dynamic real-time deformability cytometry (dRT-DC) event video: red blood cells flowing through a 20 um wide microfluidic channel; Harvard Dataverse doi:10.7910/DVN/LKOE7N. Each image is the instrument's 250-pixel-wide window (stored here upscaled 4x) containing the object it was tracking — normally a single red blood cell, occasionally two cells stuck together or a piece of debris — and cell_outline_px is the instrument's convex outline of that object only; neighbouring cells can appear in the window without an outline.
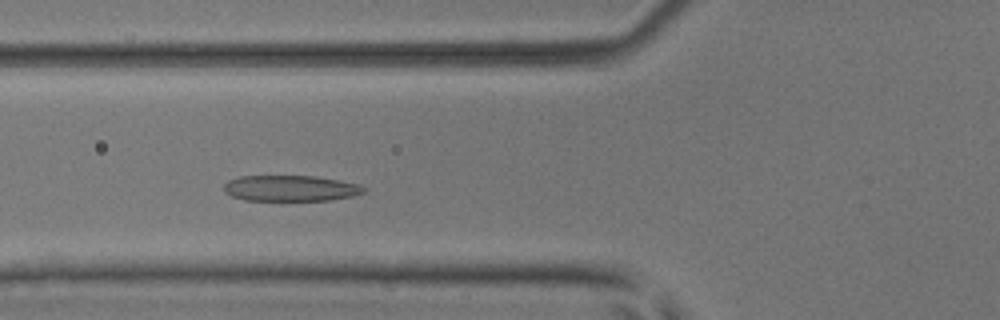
{"species": "common noctule bat (a hibernating species)", "species_latin": "Nyctalus noctula", "temperature_condition": "room temperature", "stored_images_in_passage": 34, "camera_frame_rate_fps": 3000, "um_per_image_px": 0.085, "animal": {"sex": "male", "body_mass_g": 17.9, "forearm_length_mm": 54.2}, "frame": {"image": 1, "passage_image": 3, "time_ms": 0.667, "image_size_px": [1000, 320], "cell_outline_px": [[368, 188], [364, 192], [352, 196], [328, 200], [244, 200], [232, 196], [224, 192], [224, 184], [228, 180], [240, 176], [312, 176], [340, 180], [356, 184]], "centroid_in_image_um": [24.67, 16.0], "position_along_channel_um": 101.1, "area_um2": 20.98}}
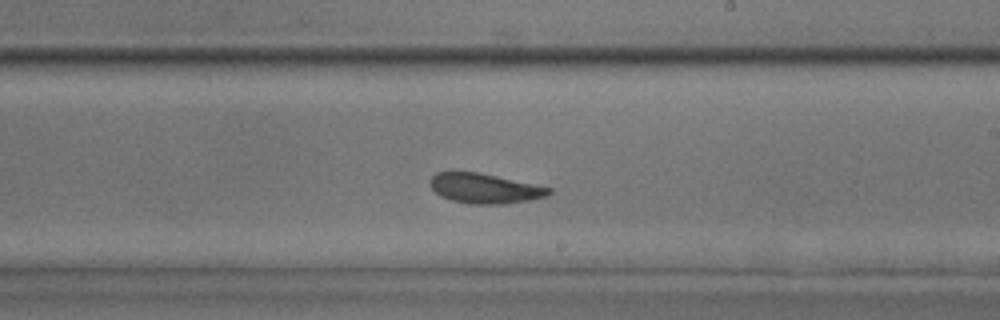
{"frame": {"image": 2, "passage_image": 14, "time_ms": 4.333, "image_size_px": [1000, 320], "cell_outline_px": [[552, 192], [544, 196], [528, 200], [504, 204], [468, 204], [452, 200], [440, 196], [428, 184], [428, 180], [436, 172], [476, 172], [496, 176], [552, 188]], "centroid_in_image_um": [41.14, 16.02], "position_along_channel_um": 247.9, "area_um2": 20.52}}
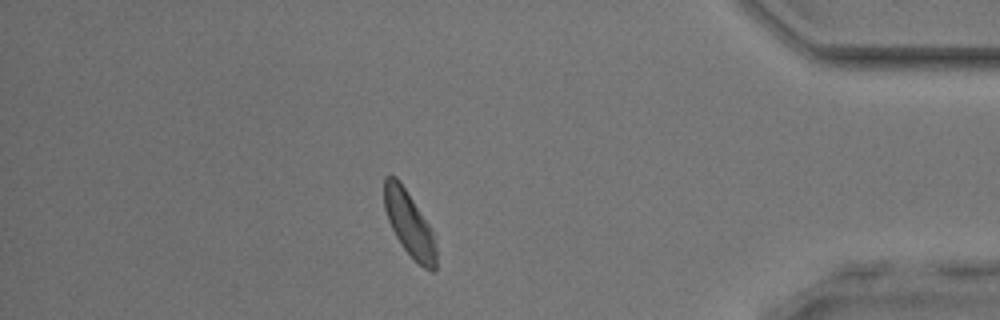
{"frame": {"image": 3, "passage_image": 28, "time_ms": 9.0, "image_size_px": [1000, 320], "cell_outline_px": [[436, 268], [432, 272], [424, 268], [400, 244], [388, 220], [384, 208], [384, 176], [396, 176], [400, 180], [432, 228], [436, 248]], "centroid_in_image_um": [34.79, 18.99], "position_along_channel_um": 400.4, "area_um2": 19.65}}